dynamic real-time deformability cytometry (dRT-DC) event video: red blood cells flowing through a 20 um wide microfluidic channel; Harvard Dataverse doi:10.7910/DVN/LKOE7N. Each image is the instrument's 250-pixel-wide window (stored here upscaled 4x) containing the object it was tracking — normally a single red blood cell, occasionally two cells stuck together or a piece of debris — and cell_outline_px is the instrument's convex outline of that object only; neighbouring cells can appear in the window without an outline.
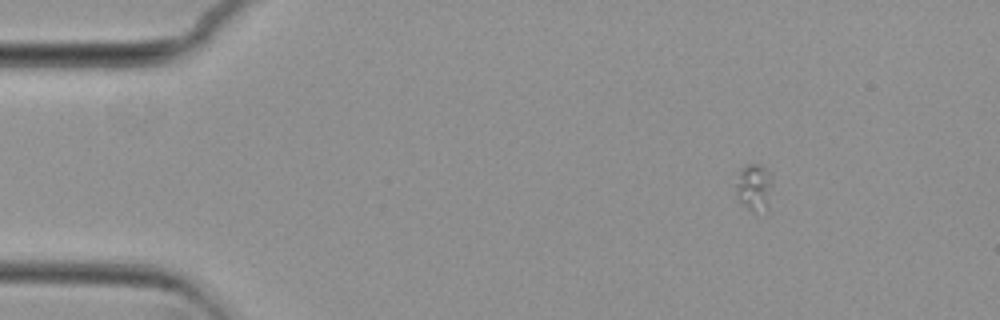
{"species": "common noctule bat (a hibernating species)", "species_latin": "Nyctalus noctula", "temperature_condition": "cold", "stored_images_in_passage": 50, "camera_frame_rate_fps": 3000, "um_per_image_px": 0.085, "animal": {"sex": "female", "body_mass_g": 29.2, "forearm_length_mm": 56.3}, "frame": {"image": 1, "passage_image": 1, "time_ms": 0.0, "image_size_px": [1000, 320], "cell_outline_px": [[772, 184], [768, 208], [756, 216], [740, 204], [736, 200], [736, 184], [740, 172], [748, 164], [756, 164], [772, 172]], "centroid_in_image_um": [64.11, 16.02], "position_along_channel_um": 20.9, "area_um2": 10.4}}